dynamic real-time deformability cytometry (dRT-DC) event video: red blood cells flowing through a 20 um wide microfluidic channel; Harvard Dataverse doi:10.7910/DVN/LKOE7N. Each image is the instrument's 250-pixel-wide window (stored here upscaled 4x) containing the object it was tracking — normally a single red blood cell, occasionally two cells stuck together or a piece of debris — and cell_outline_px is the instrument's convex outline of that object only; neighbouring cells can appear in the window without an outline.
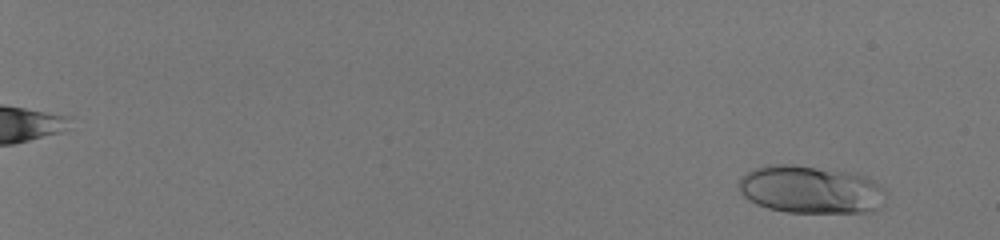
{"species": "human", "species_latin": "Homo sapiens", "temperature_condition": "room temperature", "stored_images_in_passage": 57, "camera_frame_rate_fps": 3000, "um_per_image_px": 0.085, "donor": {"sex": "male"}, "frame": {"image": 1, "passage_image": 5, "time_ms": 1.333, "image_size_px": [1000, 240], "cell_outline_px": [[884, 204], [880, 208], [872, 212], [788, 212], [768, 208], [756, 204], [748, 200], [740, 192], [736, 184], [748, 172], [756, 168], [768, 164], [792, 164], [856, 172], [868, 176], [884, 188]], "centroid_in_image_um": [68.94, 16.1], "position_along_channel_um": 16.1, "area_um2": 41.5}}
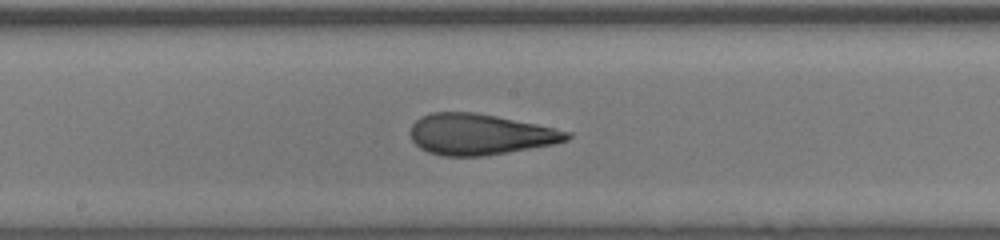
{"frame": {"image": 2, "passage_image": 37, "time_ms": 12.0, "image_size_px": [1000, 240], "cell_outline_px": [[572, 136], [568, 140], [556, 144], [484, 156], [440, 156], [428, 152], [420, 148], [412, 140], [408, 132], [412, 124], [420, 116], [432, 112], [476, 112], [536, 124], [572, 132]], "centroid_in_image_um": [40.78, 11.42], "position_along_channel_um": 207.4, "area_um2": 37.63}}
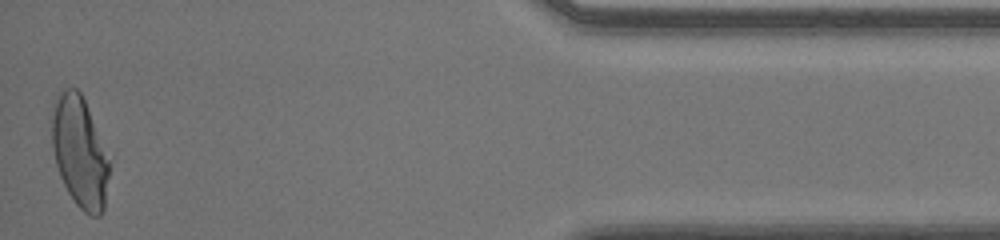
{"frame": {"image": 3, "passage_image": 57, "time_ms": 18.667, "image_size_px": [1000, 240], "cell_outline_px": [[108, 176], [104, 208], [100, 216], [92, 216], [84, 212], [76, 204], [68, 192], [60, 176], [56, 164], [52, 148], [52, 104], [60, 92], [68, 88], [76, 88], [80, 92], [84, 100], [108, 160]], "centroid_in_image_um": [6.73, 12.95], "position_along_channel_um": 428.5, "area_um2": 36.18}, "authors_computed_cell_mechanics": {"area_um2": 37.3388, "velocity_mm_per_s": 4.0552, "shape_relaxation_time_tau1_ms": 8.6743, "shape_relaxation_time_tau2_ms": 0.9231, "deformation_change_tau1": 0.3016, "deformation_change_tau2": 0.0864}}